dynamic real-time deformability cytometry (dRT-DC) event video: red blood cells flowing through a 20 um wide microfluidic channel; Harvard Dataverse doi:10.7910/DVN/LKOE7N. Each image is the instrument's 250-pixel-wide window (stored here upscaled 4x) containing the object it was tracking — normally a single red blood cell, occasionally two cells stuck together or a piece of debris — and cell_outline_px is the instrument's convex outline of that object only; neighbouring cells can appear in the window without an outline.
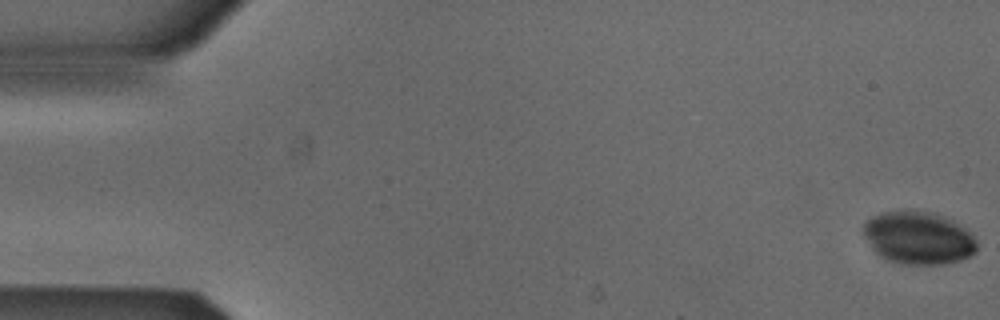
{"species": "Egyptian fruit bat (a non-hibernating species)", "species_latin": "Rousettus aegyptiacus", "temperature_condition": "cold", "stored_images_in_passage": 53, "camera_frame_rate_fps": 3000, "um_per_image_px": 0.085, "animal": {"sex": "male"}, "frame": {"image": 1, "passage_image": 1, "time_ms": 0.0, "image_size_px": [1000, 320], "cell_outline_px": [[976, 252], [960, 260], [940, 264], [904, 264], [888, 260], [876, 252], [872, 248], [864, 236], [864, 224], [872, 216], [884, 212], [932, 212], [944, 216], [952, 220], [964, 228], [976, 240]], "centroid_in_image_um": [78.06, 20.23], "position_along_channel_um": 6.9, "area_um2": 34.16}}
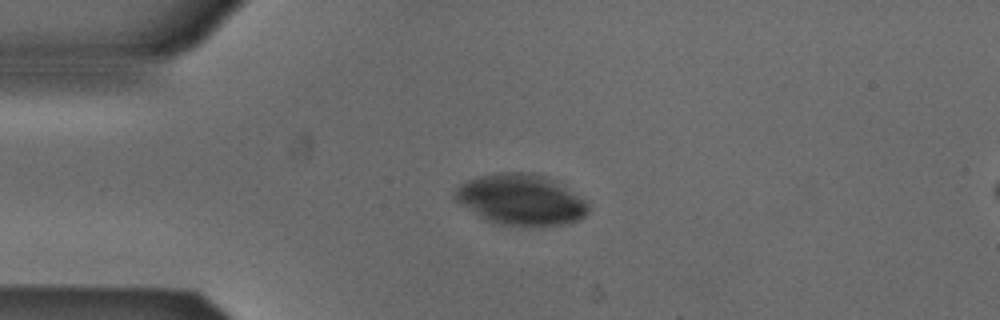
{"frame": {"image": 2, "passage_image": 13, "time_ms": 4.0, "image_size_px": [1000, 320], "cell_outline_px": [[588, 212], [584, 216], [576, 220], [560, 224], [500, 224], [488, 220], [480, 216], [452, 200], [452, 196], [456, 188], [460, 184], [468, 180], [480, 176], [496, 172], [532, 172], [556, 180], [584, 200], [588, 204]], "centroid_in_image_um": [44.22, 16.92], "position_along_channel_um": 40.8, "area_um2": 38.96}}
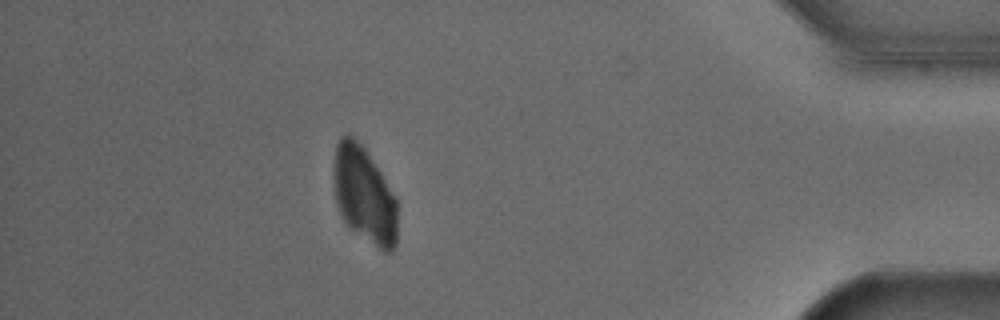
{"frame": {"image": 3, "passage_image": 47, "time_ms": 15.333, "image_size_px": [1000, 320], "cell_outline_px": [[396, 244], [392, 252], [384, 252], [348, 228], [336, 204], [336, 144], [340, 136], [344, 132], [348, 132], [364, 148], [396, 196]], "centroid_in_image_um": [30.98, 16.6], "position_along_channel_um": 404.2, "area_um2": 35.2}}